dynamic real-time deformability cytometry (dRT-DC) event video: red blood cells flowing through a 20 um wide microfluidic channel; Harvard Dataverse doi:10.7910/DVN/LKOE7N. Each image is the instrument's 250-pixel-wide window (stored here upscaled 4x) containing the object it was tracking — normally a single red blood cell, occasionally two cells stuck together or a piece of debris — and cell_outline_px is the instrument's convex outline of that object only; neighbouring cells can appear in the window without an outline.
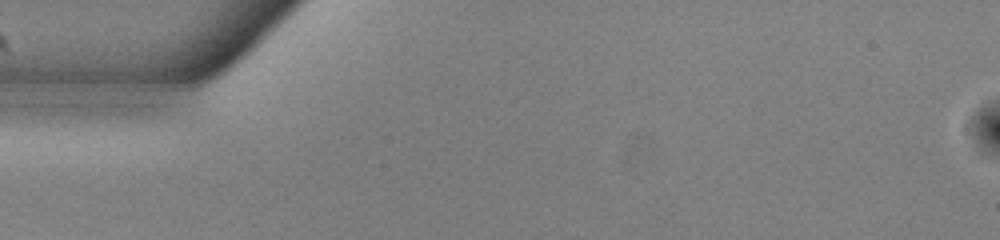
{"species": "common noctule bat (a hibernating species)", "species_latin": "Nyctalus noctula", "temperature_condition": "warm", "stored_images_in_passage": 2, "camera_frame_rate_fps": 3000, "um_per_image_px": 0.085, "animal": {"sex": "male", "body_mass_g": 13.0, "forearm_length_mm": 53.1}, "frame": {"image": 1, "passage_image": 1, "time_ms": 0.0, "image_size_px": [1000, 240], "cell_outline_px": [[160, 104], [20, 104], [20, 100], [32, 88], [144, 88]], "centroid_in_image_um": [7.5, 8.19], "position_along_channel_um": 77.5, "area_um2": 14.74}}